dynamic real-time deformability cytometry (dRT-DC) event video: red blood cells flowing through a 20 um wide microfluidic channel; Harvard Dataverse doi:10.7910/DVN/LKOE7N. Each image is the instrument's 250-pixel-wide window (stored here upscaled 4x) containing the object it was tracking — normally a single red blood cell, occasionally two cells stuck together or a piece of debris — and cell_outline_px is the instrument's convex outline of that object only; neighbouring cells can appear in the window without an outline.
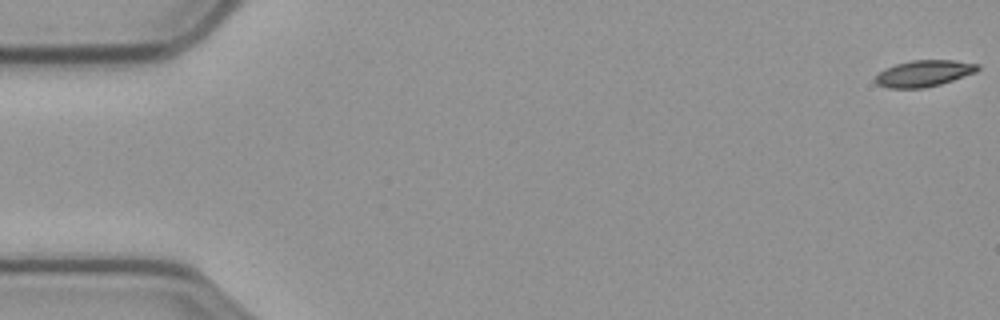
{"species": "common noctule bat (a hibernating species)", "species_latin": "Nyctalus noctula", "temperature_condition": "cold", "stored_images_in_passage": 59, "camera_frame_rate_fps": 3000, "um_per_image_px": 0.085, "animal": {"sex": "male", "body_mass_g": 23.1, "forearm_length_mm": 52.7}, "frame": {"image": 1, "passage_image": 1, "time_ms": 0.0, "image_size_px": [1000, 320], "cell_outline_px": [[980, 68], [976, 72], [940, 84], [924, 88], [888, 88], [876, 84], [872, 80], [884, 68], [896, 64], [912, 60], [956, 60], [980, 64]], "centroid_in_image_um": [78.51, 6.23], "position_along_channel_um": 6.5, "area_um2": 15.84}}
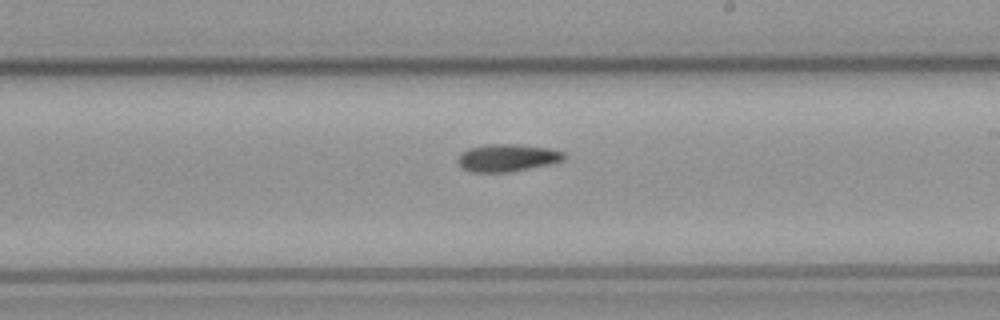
{"frame": {"image": 2, "passage_image": 34, "time_ms": 11.0, "image_size_px": [1000, 320], "cell_outline_px": [[564, 160], [552, 164], [508, 172], [472, 172], [460, 168], [456, 160], [468, 148], [484, 144], [516, 144], [548, 148], [564, 152]], "centroid_in_image_um": [43.1, 13.42], "position_along_channel_um": 245.9, "area_um2": 17.05}}
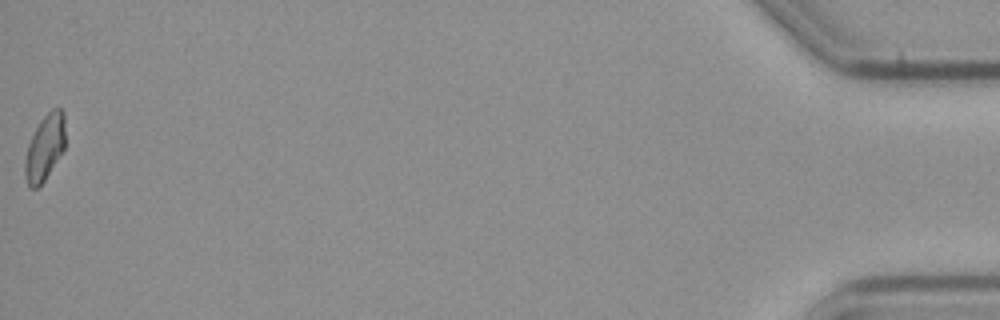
{"frame": {"image": 3, "passage_image": 59, "time_ms": 19.333, "image_size_px": [1000, 320], "cell_outline_px": [[64, 148], [44, 180], [36, 188], [32, 188], [28, 184], [24, 176], [24, 164], [28, 144], [40, 120], [52, 108], [60, 108], [64, 112]], "centroid_in_image_um": [3.79, 12.52], "position_along_channel_um": 431.4, "area_um2": 15.14}}